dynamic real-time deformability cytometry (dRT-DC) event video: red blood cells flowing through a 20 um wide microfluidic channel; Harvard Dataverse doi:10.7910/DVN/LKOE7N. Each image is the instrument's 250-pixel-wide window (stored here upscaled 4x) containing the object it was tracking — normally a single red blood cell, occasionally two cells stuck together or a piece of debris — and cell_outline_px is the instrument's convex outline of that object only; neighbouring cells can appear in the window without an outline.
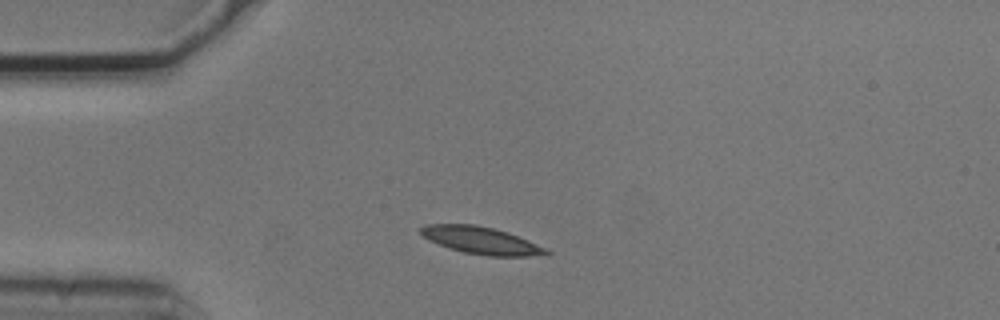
{"species": "common noctule bat (a hibernating species)", "species_latin": "Nyctalus noctula", "temperature_condition": "cold", "stored_images_in_passage": 12, "camera_frame_rate_fps": 3000, "um_per_image_px": 0.085, "animal": {"sex": "male", "body_mass_g": 20.5, "forearm_length_mm": 52.5}, "frame": {"image": 1, "passage_image": 1, "time_ms": 0.0, "image_size_px": [1000, 320], "cell_outline_px": [[552, 252], [548, 256], [488, 256], [464, 252], [448, 248], [428, 240], [416, 228], [424, 224], [476, 224], [496, 228], [508, 232], [548, 248]], "centroid_in_image_um": [40.93, 20.43], "position_along_channel_um": 44.1, "area_um2": 20.4}}
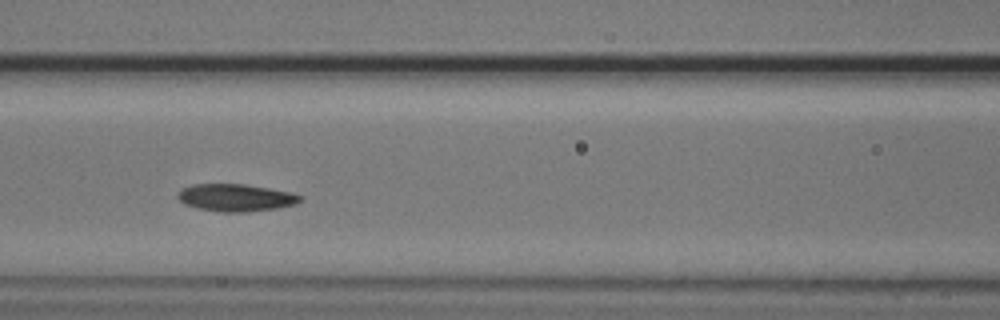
{"frame": {"image": 2, "passage_image": 4, "time_ms": 1.0, "image_size_px": [1000, 320], "cell_outline_px": [[304, 196], [296, 204], [276, 208], [248, 212], [220, 212], [200, 208], [184, 204], [176, 196], [184, 188], [192, 184], [244, 184], [292, 192]], "centroid_in_image_um": [20.07, 16.8], "position_along_channel_um": 146.5, "area_um2": 19.42}}
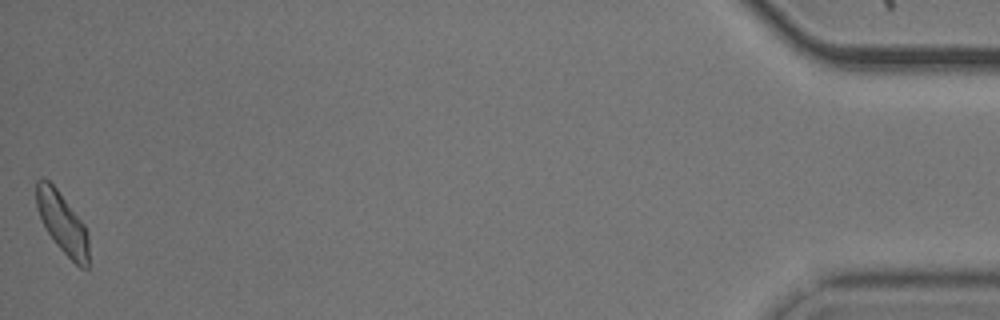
{"frame": {"image": 3, "passage_image": 12, "time_ms": 3.667, "image_size_px": [1000, 320], "cell_outline_px": [[88, 268], [80, 268], [56, 244], [48, 232], [36, 208], [36, 180], [40, 176], [44, 176], [56, 188], [84, 224], [88, 232]], "centroid_in_image_um": [5.29, 18.91], "position_along_channel_um": 429.9, "area_um2": 18.44}}